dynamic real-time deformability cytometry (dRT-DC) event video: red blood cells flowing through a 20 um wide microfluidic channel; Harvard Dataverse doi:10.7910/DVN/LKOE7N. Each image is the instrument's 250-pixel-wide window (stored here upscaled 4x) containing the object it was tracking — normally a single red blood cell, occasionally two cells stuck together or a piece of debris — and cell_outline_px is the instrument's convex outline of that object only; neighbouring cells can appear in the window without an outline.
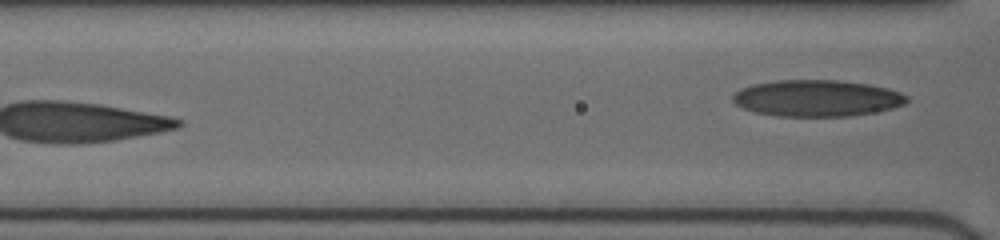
{"species": "human", "species_latin": "Homo sapiens", "temperature_condition": "cold", "stored_images_in_passage": 23, "camera_frame_rate_fps": 3000, "um_per_image_px": 0.085, "donor": {"sex": "female"}, "frame": {"image": 1, "passage_image": 23, "time_ms": 6.667, "image_size_px": [1000, 240], "cell_outline_px": [[908, 100], [904, 104], [892, 108], [872, 112], [848, 116], [780, 116], [756, 112], [744, 108], [736, 104], [732, 100], [732, 96], [736, 92], [752, 84], [776, 80], [840, 80], [868, 84], [888, 88], [900, 92], [908, 96]], "centroid_in_image_um": [69.45, 8.34], "position_along_channel_um": 97.1, "area_um2": 36.82}}